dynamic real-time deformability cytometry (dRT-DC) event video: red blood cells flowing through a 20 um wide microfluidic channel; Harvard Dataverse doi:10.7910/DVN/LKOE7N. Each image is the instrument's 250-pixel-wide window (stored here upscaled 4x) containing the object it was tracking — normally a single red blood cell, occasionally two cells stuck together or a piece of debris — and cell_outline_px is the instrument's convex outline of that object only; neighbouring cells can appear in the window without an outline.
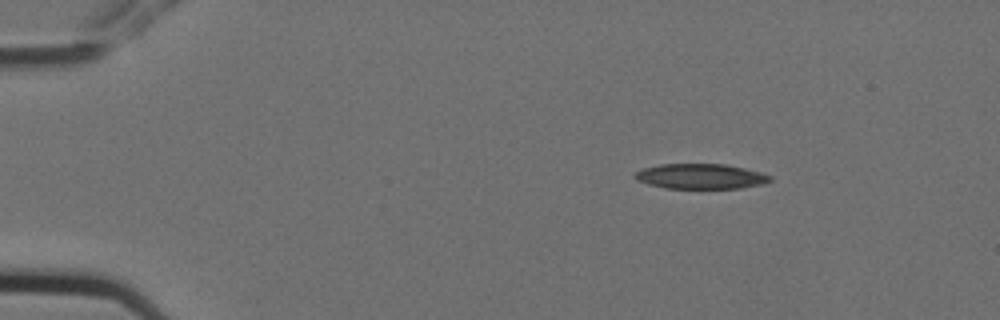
{"species": "Egyptian fruit bat (a non-hibernating species)", "species_latin": "Rousettus aegyptiacus", "temperature_condition": "cold", "stored_images_in_passage": 4, "camera_frame_rate_fps": 3000, "um_per_image_px": 0.085, "animal": {"sex": "female"}, "frame": {"image": 1, "passage_image": 1, "time_ms": 0.0, "image_size_px": [1000, 320], "cell_outline_px": [[772, 180], [760, 184], [740, 188], [664, 188], [648, 184], [636, 180], [632, 176], [636, 172], [644, 168], [660, 164], [724, 164], [744, 168], [760, 172], [772, 176]], "centroid_in_image_um": [59.52, 14.99], "position_along_channel_um": 25.5, "area_um2": 19.71}}
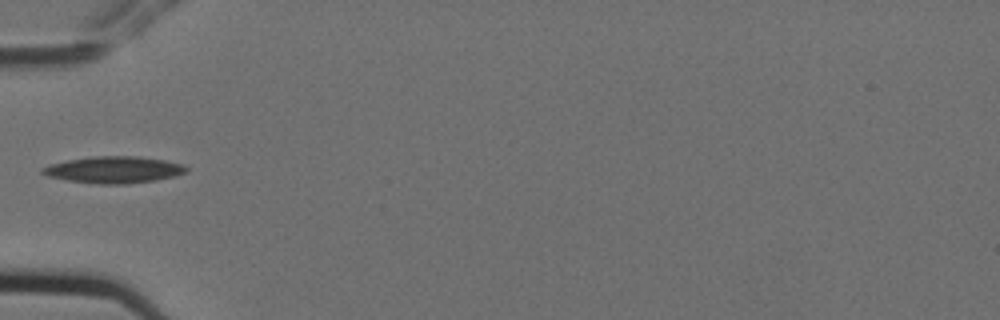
{"frame": {"image": 2, "passage_image": 4, "time_ms": 1.0, "image_size_px": [1000, 320], "cell_outline_px": [[188, 172], [176, 176], [156, 180], [124, 184], [100, 184], [68, 180], [48, 176], [40, 172], [40, 168], [52, 164], [68, 160], [92, 156], [136, 156], [164, 160], [184, 164], [188, 168]], "centroid_in_image_um": [9.72, 14.42], "position_along_channel_um": 75.3, "area_um2": 22.37}}